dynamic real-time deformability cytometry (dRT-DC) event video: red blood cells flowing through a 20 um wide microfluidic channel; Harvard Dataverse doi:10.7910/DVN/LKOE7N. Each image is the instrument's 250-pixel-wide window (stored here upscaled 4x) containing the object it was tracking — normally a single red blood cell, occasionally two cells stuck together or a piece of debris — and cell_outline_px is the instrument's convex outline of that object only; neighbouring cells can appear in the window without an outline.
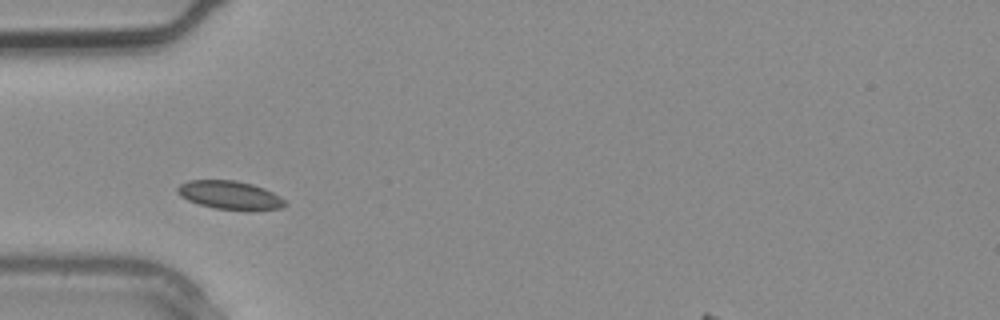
{"species": "common noctule bat (a hibernating species)", "species_latin": "Nyctalus noctula", "temperature_condition": "warm", "stored_images_in_passage": 1, "camera_frame_rate_fps": 3000, "um_per_image_px": 0.085, "animal": {"sex": "male", "body_mass_g": 20.4}, "frame": {"image": 1, "passage_image": 1, "time_ms": 0.0, "image_size_px": [1000, 320], "cell_outline_px": [[288, 204], [280, 208], [248, 212], [216, 208], [200, 204], [188, 200], [180, 196], [176, 192], [176, 188], [180, 184], [188, 180], [236, 180], [252, 184], [264, 188], [280, 196]], "centroid_in_image_um": [19.56, 16.6], "position_along_channel_um": 65.4, "area_um2": 18.15}}